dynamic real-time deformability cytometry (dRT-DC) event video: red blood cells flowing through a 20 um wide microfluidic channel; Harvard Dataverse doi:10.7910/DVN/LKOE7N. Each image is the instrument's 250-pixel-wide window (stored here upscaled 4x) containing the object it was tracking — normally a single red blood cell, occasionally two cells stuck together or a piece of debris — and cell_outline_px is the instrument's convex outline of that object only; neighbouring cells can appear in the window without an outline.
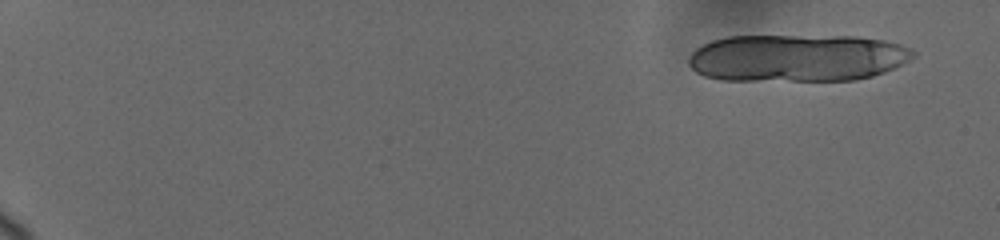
{"species": "human", "species_latin": "Homo sapiens", "temperature_condition": "cold", "stored_images_in_passage": 9, "camera_frame_rate_fps": 3000, "um_per_image_px": 0.085, "donor": {"sex": "female"}, "frame": {"image": 1, "passage_image": 1, "time_ms": 0.0, "image_size_px": [1000, 240], "cell_outline_px": [[916, 52], [912, 56], [900, 64], [884, 72], [872, 76], [856, 80], [724, 80], [704, 76], [696, 72], [688, 64], [688, 56], [696, 48], [712, 40], [728, 36], [856, 36], [884, 40], [900, 44]], "centroid_in_image_um": [67.71, 4.92], "position_along_channel_um": 17.3, "area_um2": 61.96}}